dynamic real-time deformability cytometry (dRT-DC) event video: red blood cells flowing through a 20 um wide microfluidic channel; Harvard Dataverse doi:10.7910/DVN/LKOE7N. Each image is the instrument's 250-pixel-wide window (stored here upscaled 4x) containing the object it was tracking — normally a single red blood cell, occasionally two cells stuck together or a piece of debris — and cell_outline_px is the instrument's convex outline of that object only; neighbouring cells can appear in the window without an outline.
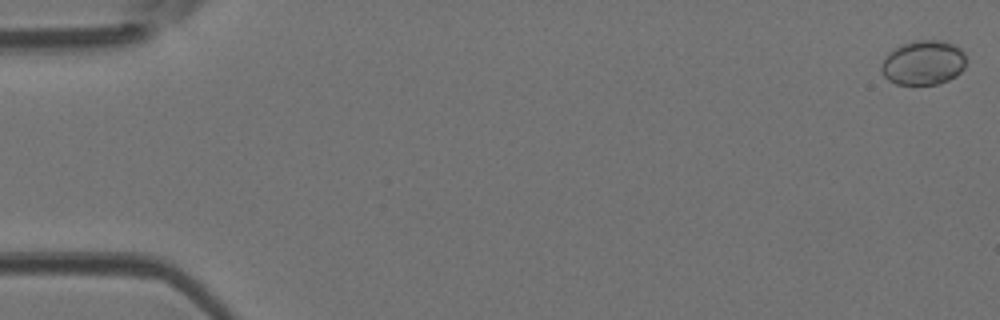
{"species": "Egyptian fruit bat (a non-hibernating species)", "species_latin": "Rousettus aegyptiacus", "temperature_condition": "room temperature", "stored_images_in_passage": 48, "camera_frame_rate_fps": 3000, "um_per_image_px": 0.085, "animal": {"sex": "female"}, "frame": {"image": 1, "passage_image": 1, "time_ms": 0.0, "image_size_px": [1000, 320], "cell_outline_px": [[964, 68], [956, 76], [948, 80], [936, 84], [896, 84], [888, 80], [880, 72], [880, 64], [888, 52], [904, 44], [916, 40], [940, 40], [952, 44], [960, 48], [964, 52]], "centroid_in_image_um": [78.45, 5.33], "position_along_channel_um": 6.6, "area_um2": 21.96}}
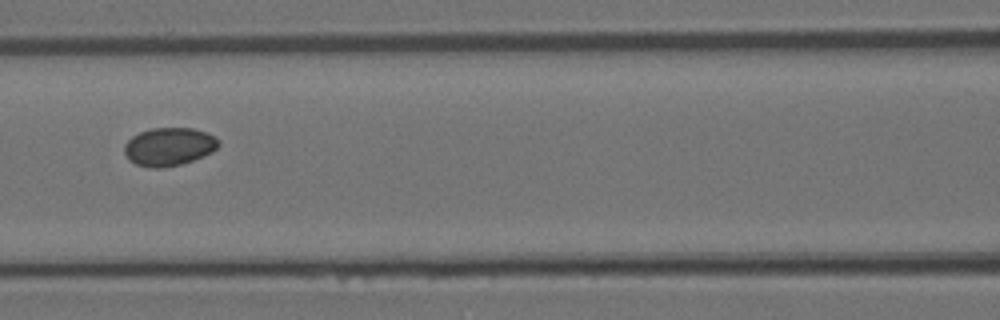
{"frame": {"image": 2, "passage_image": 22, "time_ms": 7.0, "image_size_px": [1000, 320], "cell_outline_px": [[220, 144], [212, 152], [204, 156], [180, 164], [160, 168], [152, 168], [136, 164], [128, 160], [124, 152], [124, 144], [132, 136], [140, 132], [152, 128], [192, 128], [216, 136], [220, 140]], "centroid_in_image_um": [14.36, 12.46], "position_along_channel_um": 152.2, "area_um2": 20.98}}
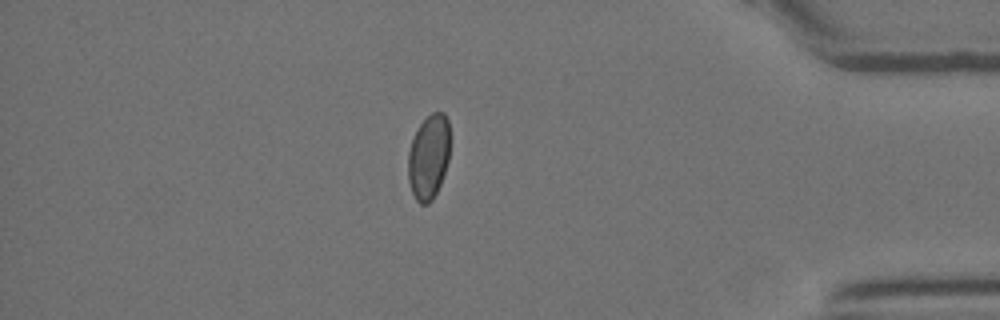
{"frame": {"image": 3, "passage_image": 42, "time_ms": 13.667, "image_size_px": [1000, 320], "cell_outline_px": [[448, 160], [440, 184], [432, 200], [428, 204], [420, 204], [416, 200], [412, 192], [408, 180], [408, 152], [412, 140], [420, 124], [432, 112], [444, 112], [448, 120]], "centroid_in_image_um": [36.42, 13.35], "position_along_channel_um": 398.8, "area_um2": 20.4}, "authors_computed_cell_mechanics": {"area_um2": 20.808, "velocity_mm_per_s": 4.2347, "shape_relaxation_time_tau1_ms": null, "shape_relaxation_time_tau2_ms": 3.4665, "deformation_change_tau1": null, "deformation_change_tau2": 0.0351}}